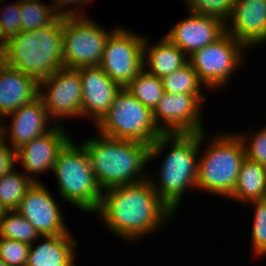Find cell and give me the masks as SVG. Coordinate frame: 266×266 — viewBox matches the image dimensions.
I'll return each mask as SVG.
<instances>
[{"mask_svg":"<svg viewBox=\"0 0 266 266\" xmlns=\"http://www.w3.org/2000/svg\"><path fill=\"white\" fill-rule=\"evenodd\" d=\"M52 121L82 119V86L77 69L60 68L39 82V94Z\"/></svg>","mask_w":266,"mask_h":266,"instance_id":"obj_11","label":"cell"},{"mask_svg":"<svg viewBox=\"0 0 266 266\" xmlns=\"http://www.w3.org/2000/svg\"><path fill=\"white\" fill-rule=\"evenodd\" d=\"M0 59L38 83L63 68L62 16L46 27L22 30L13 36L7 41Z\"/></svg>","mask_w":266,"mask_h":266,"instance_id":"obj_5","label":"cell"},{"mask_svg":"<svg viewBox=\"0 0 266 266\" xmlns=\"http://www.w3.org/2000/svg\"><path fill=\"white\" fill-rule=\"evenodd\" d=\"M6 43L7 41L3 38L1 29H0V58L3 56L5 50H6Z\"/></svg>","mask_w":266,"mask_h":266,"instance_id":"obj_35","label":"cell"},{"mask_svg":"<svg viewBox=\"0 0 266 266\" xmlns=\"http://www.w3.org/2000/svg\"><path fill=\"white\" fill-rule=\"evenodd\" d=\"M144 41L145 34L117 25L107 39L99 67L125 88L143 69Z\"/></svg>","mask_w":266,"mask_h":266,"instance_id":"obj_10","label":"cell"},{"mask_svg":"<svg viewBox=\"0 0 266 266\" xmlns=\"http://www.w3.org/2000/svg\"><path fill=\"white\" fill-rule=\"evenodd\" d=\"M161 80L164 90L167 93L193 94L194 96H199L204 102H207L206 93H203L208 89L204 88L205 85L200 81L189 61L171 74L163 76Z\"/></svg>","mask_w":266,"mask_h":266,"instance_id":"obj_24","label":"cell"},{"mask_svg":"<svg viewBox=\"0 0 266 266\" xmlns=\"http://www.w3.org/2000/svg\"><path fill=\"white\" fill-rule=\"evenodd\" d=\"M111 29L101 26L89 13L62 17L64 68L99 66L107 39L115 30Z\"/></svg>","mask_w":266,"mask_h":266,"instance_id":"obj_9","label":"cell"},{"mask_svg":"<svg viewBox=\"0 0 266 266\" xmlns=\"http://www.w3.org/2000/svg\"><path fill=\"white\" fill-rule=\"evenodd\" d=\"M251 206L253 212V224L251 227V244L252 254L254 258L266 257V204L264 201H252L246 203L245 206Z\"/></svg>","mask_w":266,"mask_h":266,"instance_id":"obj_28","label":"cell"},{"mask_svg":"<svg viewBox=\"0 0 266 266\" xmlns=\"http://www.w3.org/2000/svg\"><path fill=\"white\" fill-rule=\"evenodd\" d=\"M186 13L187 16L176 22L164 36L188 57L226 33V24L220 19Z\"/></svg>","mask_w":266,"mask_h":266,"instance_id":"obj_16","label":"cell"},{"mask_svg":"<svg viewBox=\"0 0 266 266\" xmlns=\"http://www.w3.org/2000/svg\"><path fill=\"white\" fill-rule=\"evenodd\" d=\"M93 1L95 0H52L50 2L59 16L67 17L87 16L86 11L84 10H86V5L92 4Z\"/></svg>","mask_w":266,"mask_h":266,"instance_id":"obj_33","label":"cell"},{"mask_svg":"<svg viewBox=\"0 0 266 266\" xmlns=\"http://www.w3.org/2000/svg\"><path fill=\"white\" fill-rule=\"evenodd\" d=\"M72 137L60 150L53 168L62 203H69L83 213L93 214L100 204L103 190L91 168L83 144Z\"/></svg>","mask_w":266,"mask_h":266,"instance_id":"obj_6","label":"cell"},{"mask_svg":"<svg viewBox=\"0 0 266 266\" xmlns=\"http://www.w3.org/2000/svg\"><path fill=\"white\" fill-rule=\"evenodd\" d=\"M0 237L33 244L41 237L19 212L4 211L0 219Z\"/></svg>","mask_w":266,"mask_h":266,"instance_id":"obj_26","label":"cell"},{"mask_svg":"<svg viewBox=\"0 0 266 266\" xmlns=\"http://www.w3.org/2000/svg\"><path fill=\"white\" fill-rule=\"evenodd\" d=\"M82 86V119L92 120L94 127L108 112L122 89L99 66L77 69Z\"/></svg>","mask_w":266,"mask_h":266,"instance_id":"obj_17","label":"cell"},{"mask_svg":"<svg viewBox=\"0 0 266 266\" xmlns=\"http://www.w3.org/2000/svg\"><path fill=\"white\" fill-rule=\"evenodd\" d=\"M6 118L10 120V125L3 123ZM55 126L56 124L50 118L42 99L38 96L2 119L0 137L17 151L26 143L44 135Z\"/></svg>","mask_w":266,"mask_h":266,"instance_id":"obj_15","label":"cell"},{"mask_svg":"<svg viewBox=\"0 0 266 266\" xmlns=\"http://www.w3.org/2000/svg\"><path fill=\"white\" fill-rule=\"evenodd\" d=\"M66 129L56 125L17 150V165L20 164V170L34 182H43L38 178L41 174H52L60 150L73 137Z\"/></svg>","mask_w":266,"mask_h":266,"instance_id":"obj_14","label":"cell"},{"mask_svg":"<svg viewBox=\"0 0 266 266\" xmlns=\"http://www.w3.org/2000/svg\"><path fill=\"white\" fill-rule=\"evenodd\" d=\"M93 128L103 136L136 141L149 146L163 134L153 120L152 110L144 106L126 88L119 91L108 112Z\"/></svg>","mask_w":266,"mask_h":266,"instance_id":"obj_7","label":"cell"},{"mask_svg":"<svg viewBox=\"0 0 266 266\" xmlns=\"http://www.w3.org/2000/svg\"><path fill=\"white\" fill-rule=\"evenodd\" d=\"M6 5V6H5ZM0 7V29L3 38L8 41L21 32V10L20 3L13 2Z\"/></svg>","mask_w":266,"mask_h":266,"instance_id":"obj_32","label":"cell"},{"mask_svg":"<svg viewBox=\"0 0 266 266\" xmlns=\"http://www.w3.org/2000/svg\"><path fill=\"white\" fill-rule=\"evenodd\" d=\"M30 244L0 237V258L8 266H26Z\"/></svg>","mask_w":266,"mask_h":266,"instance_id":"obj_31","label":"cell"},{"mask_svg":"<svg viewBox=\"0 0 266 266\" xmlns=\"http://www.w3.org/2000/svg\"><path fill=\"white\" fill-rule=\"evenodd\" d=\"M248 51L226 32L217 41L195 51L188 58L205 88L217 92L230 85L236 71L246 64Z\"/></svg>","mask_w":266,"mask_h":266,"instance_id":"obj_8","label":"cell"},{"mask_svg":"<svg viewBox=\"0 0 266 266\" xmlns=\"http://www.w3.org/2000/svg\"><path fill=\"white\" fill-rule=\"evenodd\" d=\"M92 215L113 237L130 244L161 232L175 217L148 179L103 190L98 209Z\"/></svg>","mask_w":266,"mask_h":266,"instance_id":"obj_1","label":"cell"},{"mask_svg":"<svg viewBox=\"0 0 266 266\" xmlns=\"http://www.w3.org/2000/svg\"><path fill=\"white\" fill-rule=\"evenodd\" d=\"M0 266H8V265L0 258Z\"/></svg>","mask_w":266,"mask_h":266,"instance_id":"obj_36","label":"cell"},{"mask_svg":"<svg viewBox=\"0 0 266 266\" xmlns=\"http://www.w3.org/2000/svg\"><path fill=\"white\" fill-rule=\"evenodd\" d=\"M39 83L0 59V122L38 97Z\"/></svg>","mask_w":266,"mask_h":266,"instance_id":"obj_19","label":"cell"},{"mask_svg":"<svg viewBox=\"0 0 266 266\" xmlns=\"http://www.w3.org/2000/svg\"><path fill=\"white\" fill-rule=\"evenodd\" d=\"M205 102L193 94L165 92L154 108L153 120L163 134L208 131L203 119Z\"/></svg>","mask_w":266,"mask_h":266,"instance_id":"obj_12","label":"cell"},{"mask_svg":"<svg viewBox=\"0 0 266 266\" xmlns=\"http://www.w3.org/2000/svg\"><path fill=\"white\" fill-rule=\"evenodd\" d=\"M230 22V23H229ZM226 32L249 51L266 43V0H235Z\"/></svg>","mask_w":266,"mask_h":266,"instance_id":"obj_18","label":"cell"},{"mask_svg":"<svg viewBox=\"0 0 266 266\" xmlns=\"http://www.w3.org/2000/svg\"><path fill=\"white\" fill-rule=\"evenodd\" d=\"M186 11L203 16L216 17L225 24L231 18L235 0H183Z\"/></svg>","mask_w":266,"mask_h":266,"instance_id":"obj_29","label":"cell"},{"mask_svg":"<svg viewBox=\"0 0 266 266\" xmlns=\"http://www.w3.org/2000/svg\"><path fill=\"white\" fill-rule=\"evenodd\" d=\"M3 212H4V210L0 207V219H1Z\"/></svg>","mask_w":266,"mask_h":266,"instance_id":"obj_38","label":"cell"},{"mask_svg":"<svg viewBox=\"0 0 266 266\" xmlns=\"http://www.w3.org/2000/svg\"><path fill=\"white\" fill-rule=\"evenodd\" d=\"M160 157L158 173L148 170V180L159 198L176 214L188 190L196 191L199 133L162 134L150 145L148 164Z\"/></svg>","mask_w":266,"mask_h":266,"instance_id":"obj_2","label":"cell"},{"mask_svg":"<svg viewBox=\"0 0 266 266\" xmlns=\"http://www.w3.org/2000/svg\"><path fill=\"white\" fill-rule=\"evenodd\" d=\"M94 132L96 135L87 137L82 144L102 190L148 179V144L114 139Z\"/></svg>","mask_w":266,"mask_h":266,"instance_id":"obj_3","label":"cell"},{"mask_svg":"<svg viewBox=\"0 0 266 266\" xmlns=\"http://www.w3.org/2000/svg\"><path fill=\"white\" fill-rule=\"evenodd\" d=\"M147 36L143 46V68L148 73L162 78L189 61L188 56L164 35L155 43Z\"/></svg>","mask_w":266,"mask_h":266,"instance_id":"obj_21","label":"cell"},{"mask_svg":"<svg viewBox=\"0 0 266 266\" xmlns=\"http://www.w3.org/2000/svg\"><path fill=\"white\" fill-rule=\"evenodd\" d=\"M125 88L152 111L165 93L161 78L148 73L144 68Z\"/></svg>","mask_w":266,"mask_h":266,"instance_id":"obj_25","label":"cell"},{"mask_svg":"<svg viewBox=\"0 0 266 266\" xmlns=\"http://www.w3.org/2000/svg\"><path fill=\"white\" fill-rule=\"evenodd\" d=\"M265 193L266 167L245 157L234 190L228 199L245 205L263 200Z\"/></svg>","mask_w":266,"mask_h":266,"instance_id":"obj_22","label":"cell"},{"mask_svg":"<svg viewBox=\"0 0 266 266\" xmlns=\"http://www.w3.org/2000/svg\"><path fill=\"white\" fill-rule=\"evenodd\" d=\"M34 183L18 168L3 175L0 178V207L4 211L17 210L26 192Z\"/></svg>","mask_w":266,"mask_h":266,"instance_id":"obj_23","label":"cell"},{"mask_svg":"<svg viewBox=\"0 0 266 266\" xmlns=\"http://www.w3.org/2000/svg\"><path fill=\"white\" fill-rule=\"evenodd\" d=\"M260 127L235 133L243 142L246 157L266 167V125Z\"/></svg>","mask_w":266,"mask_h":266,"instance_id":"obj_30","label":"cell"},{"mask_svg":"<svg viewBox=\"0 0 266 266\" xmlns=\"http://www.w3.org/2000/svg\"><path fill=\"white\" fill-rule=\"evenodd\" d=\"M77 241L72 231L63 235L41 236L30 245L26 266H76Z\"/></svg>","mask_w":266,"mask_h":266,"instance_id":"obj_20","label":"cell"},{"mask_svg":"<svg viewBox=\"0 0 266 266\" xmlns=\"http://www.w3.org/2000/svg\"><path fill=\"white\" fill-rule=\"evenodd\" d=\"M5 1L6 0H0V4H3V3L5 4Z\"/></svg>","mask_w":266,"mask_h":266,"instance_id":"obj_40","label":"cell"},{"mask_svg":"<svg viewBox=\"0 0 266 266\" xmlns=\"http://www.w3.org/2000/svg\"><path fill=\"white\" fill-rule=\"evenodd\" d=\"M221 132L213 136L208 135V131L199 133L196 190L228 199L246 155L243 142L236 133Z\"/></svg>","mask_w":266,"mask_h":266,"instance_id":"obj_4","label":"cell"},{"mask_svg":"<svg viewBox=\"0 0 266 266\" xmlns=\"http://www.w3.org/2000/svg\"><path fill=\"white\" fill-rule=\"evenodd\" d=\"M21 30L33 31L52 24L59 15L51 3L39 1L20 2Z\"/></svg>","mask_w":266,"mask_h":266,"instance_id":"obj_27","label":"cell"},{"mask_svg":"<svg viewBox=\"0 0 266 266\" xmlns=\"http://www.w3.org/2000/svg\"><path fill=\"white\" fill-rule=\"evenodd\" d=\"M262 201H264V203L266 204V193L264 194V197H263Z\"/></svg>","mask_w":266,"mask_h":266,"instance_id":"obj_39","label":"cell"},{"mask_svg":"<svg viewBox=\"0 0 266 266\" xmlns=\"http://www.w3.org/2000/svg\"><path fill=\"white\" fill-rule=\"evenodd\" d=\"M17 166V151L0 137V178Z\"/></svg>","mask_w":266,"mask_h":266,"instance_id":"obj_34","label":"cell"},{"mask_svg":"<svg viewBox=\"0 0 266 266\" xmlns=\"http://www.w3.org/2000/svg\"><path fill=\"white\" fill-rule=\"evenodd\" d=\"M24 1H32V2H33V1H39V0H17V2H19V3H20V2H24ZM41 1H42V0H41Z\"/></svg>","mask_w":266,"mask_h":266,"instance_id":"obj_37","label":"cell"},{"mask_svg":"<svg viewBox=\"0 0 266 266\" xmlns=\"http://www.w3.org/2000/svg\"><path fill=\"white\" fill-rule=\"evenodd\" d=\"M54 198L44 182H35L16 211L28 220L41 236L70 233L64 221L62 205Z\"/></svg>","mask_w":266,"mask_h":266,"instance_id":"obj_13","label":"cell"}]
</instances>
